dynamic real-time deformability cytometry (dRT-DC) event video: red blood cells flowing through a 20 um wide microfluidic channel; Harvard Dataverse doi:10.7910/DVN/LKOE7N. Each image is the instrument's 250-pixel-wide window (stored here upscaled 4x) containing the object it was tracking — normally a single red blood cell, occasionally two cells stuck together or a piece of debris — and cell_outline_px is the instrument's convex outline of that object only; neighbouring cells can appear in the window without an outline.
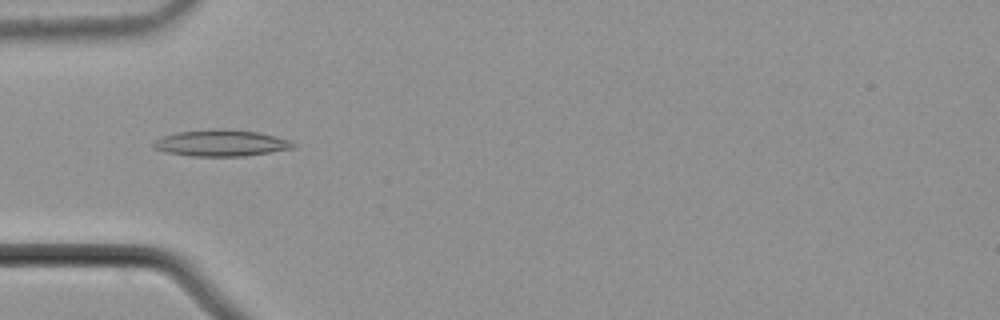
{"species": "common noctule bat (a hibernating species)", "species_latin": "Nyctalus noctula", "temperature_condition": "cold", "stored_images_in_passage": 55, "camera_frame_rate_fps": 3000, "um_per_image_px": 0.085, "animal": {"sex": "male", "body_mass_g": 21.5, "forearm_length_mm": 52.0}, "frame": {"image": 1, "passage_image": 18, "time_ms": 5.667, "image_size_px": [1000, 320], "cell_outline_px": [[296, 148], [244, 156], [192, 156], [164, 152], [156, 148], [152, 144], [156, 140], [164, 136], [176, 132], [212, 128], [220, 128], [256, 132], [288, 140], [296, 144]], "centroid_in_image_um": [18.78, 12.16], "position_along_channel_um": 66.2, "area_um2": 21.39}}
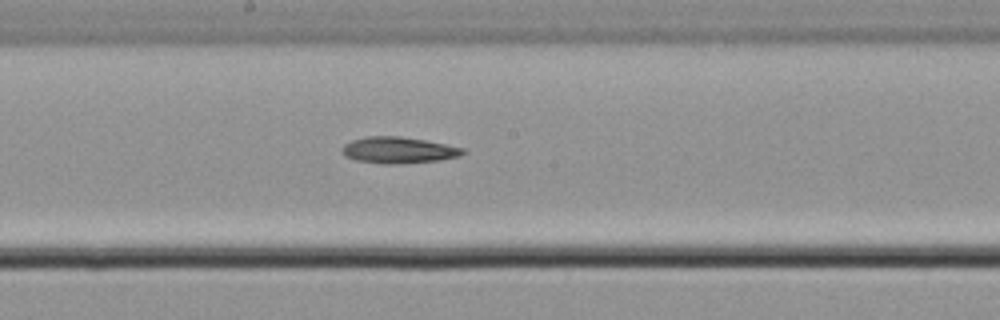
{"frame": {"image": 2, "passage_image": 30, "time_ms": 9.667, "image_size_px": [1000, 320], "cell_outline_px": [[468, 152], [460, 156], [436, 160], [396, 164], [384, 164], [356, 160], [344, 156], [344, 144], [352, 140], [368, 136], [400, 136], [424, 140], [464, 148]], "centroid_in_image_um": [33.89, 12.76], "position_along_channel_um": 214.3, "area_um2": 18.32}}
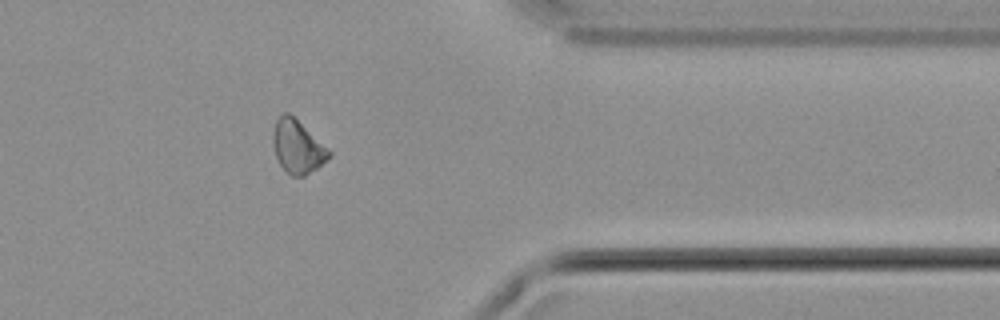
{"frame": {"image": 3, "passage_image": 45, "time_ms": 14.667, "image_size_px": [1000, 320], "cell_outline_px": [[332, 156], [316, 168], [304, 176], [292, 176], [280, 164], [276, 156], [272, 140], [272, 136], [276, 120], [284, 112], [288, 112], [332, 152]], "centroid_in_image_um": [25.29, 12.47], "position_along_channel_um": 386.1, "area_um2": 16.94}}